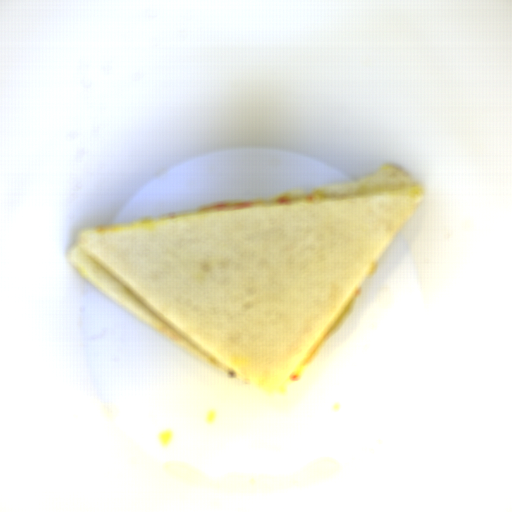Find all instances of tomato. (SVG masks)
Returning <instances> with one entry per match:
<instances>
[{
	"label": "tomato",
	"mask_w": 512,
	"mask_h": 512,
	"mask_svg": "<svg viewBox=\"0 0 512 512\" xmlns=\"http://www.w3.org/2000/svg\"><path fill=\"white\" fill-rule=\"evenodd\" d=\"M255 205L254 201H243L237 203H223L208 207H203L201 212H212V211H222V210H242L247 208H252Z\"/></svg>",
	"instance_id": "512abeb7"
},
{
	"label": "tomato",
	"mask_w": 512,
	"mask_h": 512,
	"mask_svg": "<svg viewBox=\"0 0 512 512\" xmlns=\"http://www.w3.org/2000/svg\"><path fill=\"white\" fill-rule=\"evenodd\" d=\"M275 201H276L277 205H290L292 202L290 197H288L286 195H281V196L277 197V199Z\"/></svg>",
	"instance_id": "da07e99c"
},
{
	"label": "tomato",
	"mask_w": 512,
	"mask_h": 512,
	"mask_svg": "<svg viewBox=\"0 0 512 512\" xmlns=\"http://www.w3.org/2000/svg\"><path fill=\"white\" fill-rule=\"evenodd\" d=\"M299 375H296V374H292L290 375V380L294 381V382H297L299 381Z\"/></svg>",
	"instance_id": "590e3db6"
},
{
	"label": "tomato",
	"mask_w": 512,
	"mask_h": 512,
	"mask_svg": "<svg viewBox=\"0 0 512 512\" xmlns=\"http://www.w3.org/2000/svg\"><path fill=\"white\" fill-rule=\"evenodd\" d=\"M306 200H308L309 202L313 200V195L312 193H307L306 196H305Z\"/></svg>",
	"instance_id": "269afe34"
}]
</instances>
